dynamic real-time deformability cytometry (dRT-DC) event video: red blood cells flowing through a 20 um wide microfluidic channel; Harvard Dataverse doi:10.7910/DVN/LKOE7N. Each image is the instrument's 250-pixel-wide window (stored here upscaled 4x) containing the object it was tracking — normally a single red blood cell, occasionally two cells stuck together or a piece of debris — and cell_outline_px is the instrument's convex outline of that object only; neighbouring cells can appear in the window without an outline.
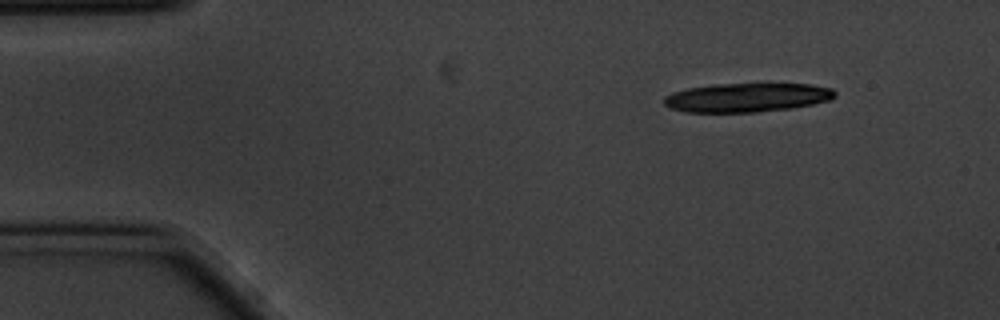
{"species": "common noctule bat (a hibernating species)", "species_latin": "Nyctalus noctula", "temperature_condition": "cold", "stored_images_in_passage": 18, "camera_frame_rate_fps": 3000, "um_per_image_px": 0.085, "animal": {"sex": "male", "body_mass_g": 20.1, "forearm_length_mm": 53.5}, "frame": {"image": 1, "passage_image": 1, "time_ms": 0.0, "image_size_px": [1000, 320], "cell_outline_px": [[836, 96], [828, 100], [812, 104], [792, 108], [756, 112], [684, 112], [668, 108], [664, 104], [664, 96], [672, 92], [688, 88], [716, 84], [812, 84], [832, 88], [836, 92]], "centroid_in_image_um": [63.47, 8.29], "position_along_channel_um": 21.5, "area_um2": 28.9}}
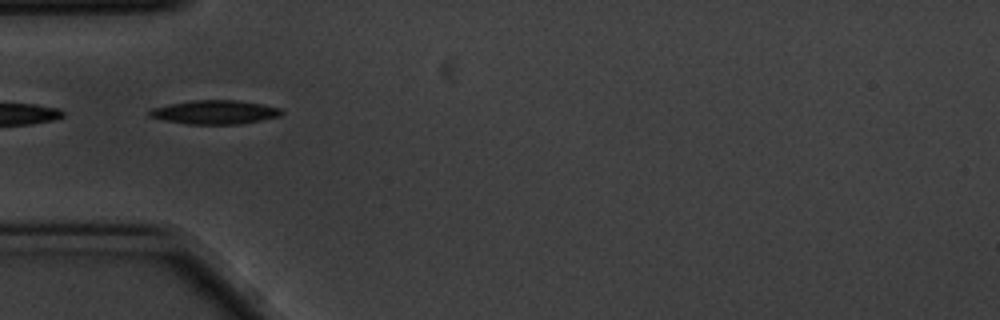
{"frame": {"image": 2, "passage_image": 12, "time_ms": 3.667, "image_size_px": [1000, 320], "cell_outline_px": [[284, 112], [280, 116], [260, 120], [236, 124], [184, 124], [164, 120], [148, 116], [148, 112], [152, 108], [168, 104], [192, 100], [240, 100], [280, 108]], "centroid_in_image_um": [18.22, 9.53], "position_along_channel_um": 66.8, "area_um2": 18.32}}